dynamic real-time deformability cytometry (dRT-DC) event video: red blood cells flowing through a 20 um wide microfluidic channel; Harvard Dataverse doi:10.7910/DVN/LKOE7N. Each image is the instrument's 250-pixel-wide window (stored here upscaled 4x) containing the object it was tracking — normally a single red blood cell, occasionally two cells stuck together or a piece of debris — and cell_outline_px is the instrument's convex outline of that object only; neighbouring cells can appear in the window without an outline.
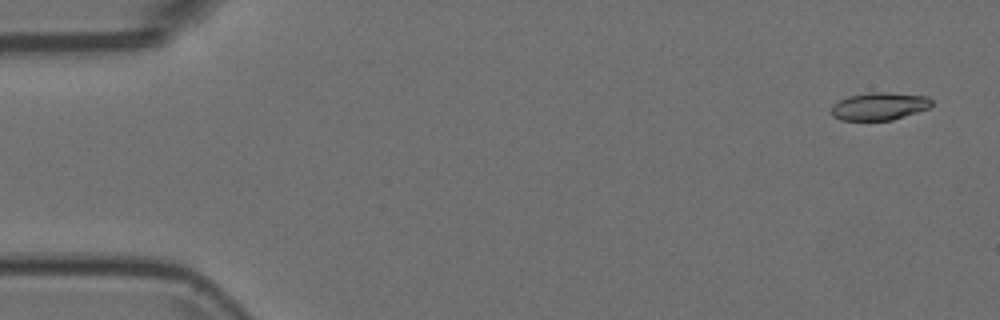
{"species": "Egyptian fruit bat (a non-hibernating species)", "species_latin": "Rousettus aegyptiacus", "temperature_condition": "room temperature", "stored_images_in_passage": 52, "camera_frame_rate_fps": 3000, "um_per_image_px": 0.085, "animal": {"sex": "female"}, "frame": {"image": 1, "passage_image": 1, "time_ms": 0.0, "image_size_px": [1000, 320], "cell_outline_px": [[932, 104], [928, 108], [892, 120], [840, 120], [832, 116], [832, 104], [848, 96], [868, 92], [888, 92], [928, 96], [932, 100]], "centroid_in_image_um": [74.73, 9.02], "position_along_channel_um": 10.3, "area_um2": 16.18}}
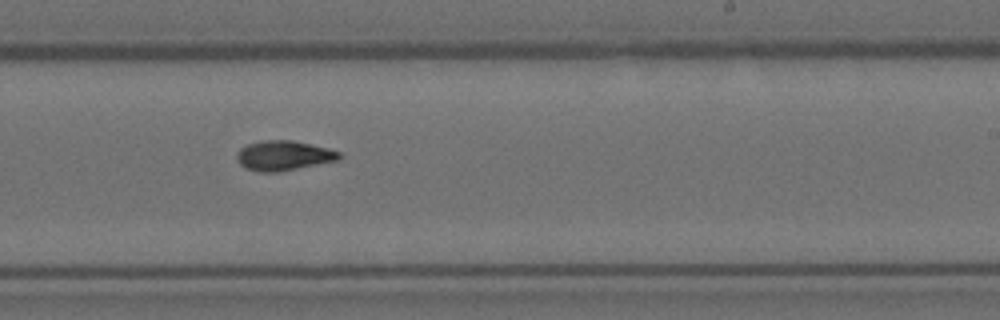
{"frame": {"image": 2, "passage_image": 31, "time_ms": 10.0, "image_size_px": [1000, 320], "cell_outline_px": [[340, 160], [276, 172], [256, 172], [244, 168], [236, 160], [236, 156], [240, 148], [248, 144], [260, 140], [292, 140], [328, 148], [340, 152]], "centroid_in_image_um": [24.07, 13.22], "position_along_channel_um": 264.9, "area_um2": 17.86}}
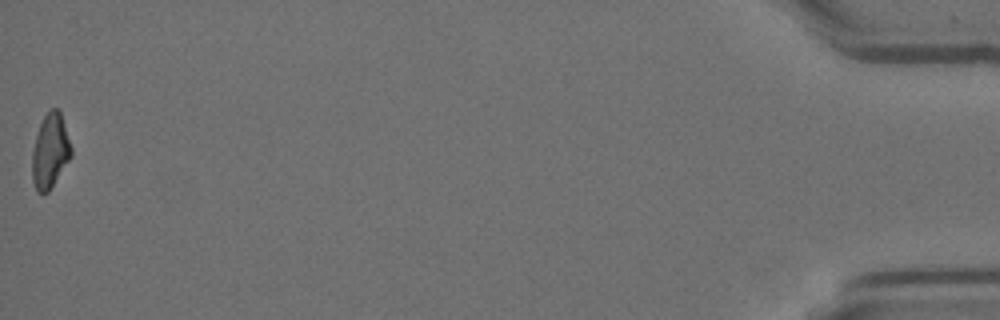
{"frame": {"image": 3, "passage_image": 52, "time_ms": 17.0, "image_size_px": [1000, 320], "cell_outline_px": [[72, 156], [48, 192], [36, 192], [32, 180], [32, 152], [36, 136], [40, 124], [44, 116], [52, 108], [56, 108], [60, 112], [72, 148]], "centroid_in_image_um": [4.26, 12.86], "position_along_channel_um": 430.9, "area_um2": 16.76}}